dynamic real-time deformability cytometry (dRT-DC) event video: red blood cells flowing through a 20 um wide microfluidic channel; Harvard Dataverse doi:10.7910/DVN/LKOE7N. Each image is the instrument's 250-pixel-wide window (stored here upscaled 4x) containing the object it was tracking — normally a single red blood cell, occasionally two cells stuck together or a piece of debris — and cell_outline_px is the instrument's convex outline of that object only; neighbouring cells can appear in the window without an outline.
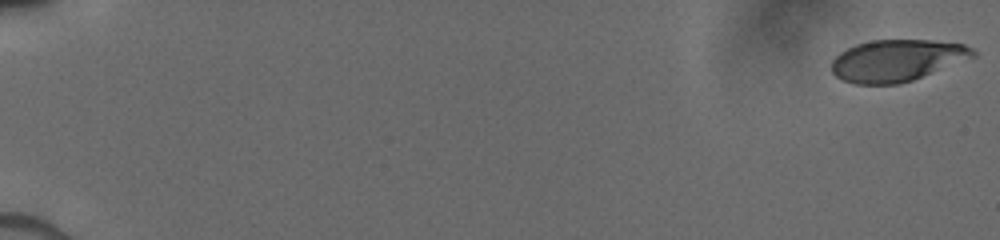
{"species": "human", "species_latin": "Homo sapiens", "temperature_condition": "cold", "stored_images_in_passage": 82, "camera_frame_rate_fps": 3000, "um_per_image_px": 0.085, "donor": {"sex": "male"}, "frame": {"image": 1, "passage_image": 1, "time_ms": 0.0, "image_size_px": [1000, 240], "cell_outline_px": [[976, 56], [912, 80], [900, 84], [856, 84], [844, 80], [836, 76], [832, 72], [832, 60], [840, 52], [856, 44], [872, 40], [932, 40], [964, 44], [972, 48], [976, 52]], "centroid_in_image_um": [76.24, 5.13], "position_along_channel_um": 8.8, "area_um2": 34.22}}
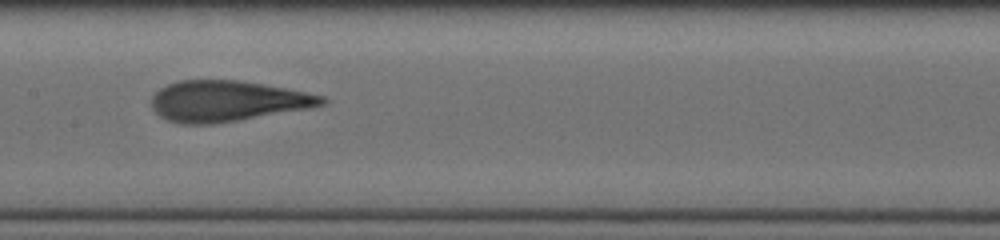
{"frame": {"image": 2, "passage_image": 56, "time_ms": 9.333, "image_size_px": [1000, 240], "cell_outline_px": [[328, 100], [324, 104], [308, 108], [212, 124], [180, 124], [168, 120], [160, 116], [152, 108], [152, 96], [160, 88], [176, 80], [240, 80], [284, 88], [324, 96]], "centroid_in_image_um": [19.26, 8.58], "position_along_channel_um": 188.1, "area_um2": 40.06}}
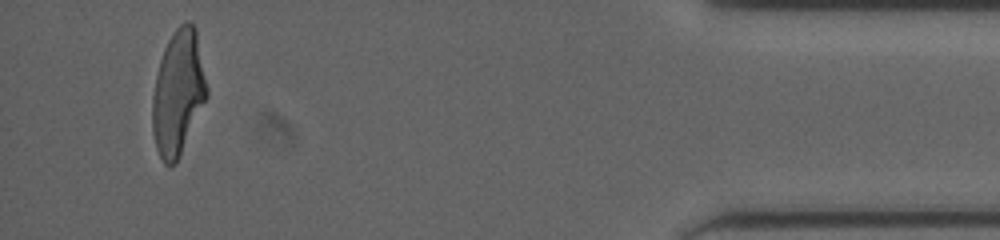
{"frame": {"image": 3, "passage_image": 80, "time_ms": 16.333, "image_size_px": [1000, 240], "cell_outline_px": [[208, 96], [176, 164], [168, 168], [164, 164], [156, 148], [152, 132], [152, 96], [156, 76], [160, 60], [164, 48], [168, 40], [176, 28], [184, 20], [192, 20], [196, 28], [208, 88]], "centroid_in_image_um": [15.14, 7.88], "position_along_channel_um": 420.1, "area_um2": 40.0}}